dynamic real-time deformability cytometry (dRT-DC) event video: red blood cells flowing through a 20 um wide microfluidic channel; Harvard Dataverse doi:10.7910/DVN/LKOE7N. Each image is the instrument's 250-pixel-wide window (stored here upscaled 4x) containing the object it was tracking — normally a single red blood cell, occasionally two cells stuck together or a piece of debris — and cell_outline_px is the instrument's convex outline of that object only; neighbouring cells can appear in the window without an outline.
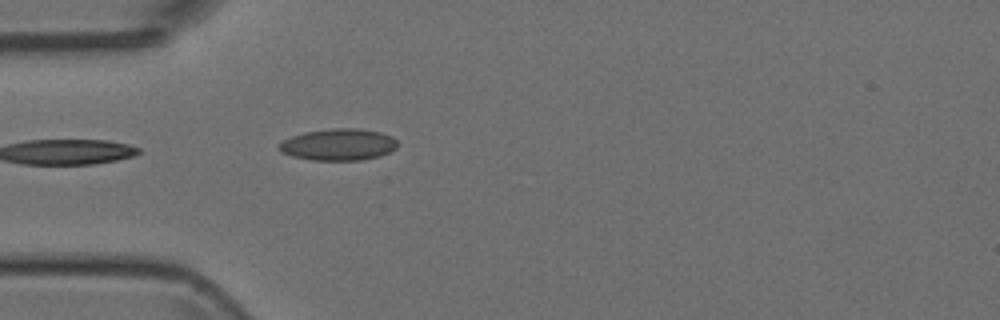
{"species": "Egyptian fruit bat (a non-hibernating species)", "species_latin": "Rousettus aegyptiacus", "temperature_condition": "room temperature", "stored_images_in_passage": 4, "camera_frame_rate_fps": 3000, "um_per_image_px": 0.085, "animal": {"sex": "female"}, "frame": {"image": 1, "passage_image": 4, "time_ms": 1.0, "image_size_px": [1000, 320], "cell_outline_px": [[396, 148], [380, 156], [360, 160], [312, 160], [292, 156], [280, 152], [276, 148], [276, 144], [292, 136], [304, 132], [332, 128], [360, 128], [380, 132], [392, 136], [396, 140]], "centroid_in_image_um": [28.72, 12.28], "position_along_channel_um": 56.3, "area_um2": 22.02}}